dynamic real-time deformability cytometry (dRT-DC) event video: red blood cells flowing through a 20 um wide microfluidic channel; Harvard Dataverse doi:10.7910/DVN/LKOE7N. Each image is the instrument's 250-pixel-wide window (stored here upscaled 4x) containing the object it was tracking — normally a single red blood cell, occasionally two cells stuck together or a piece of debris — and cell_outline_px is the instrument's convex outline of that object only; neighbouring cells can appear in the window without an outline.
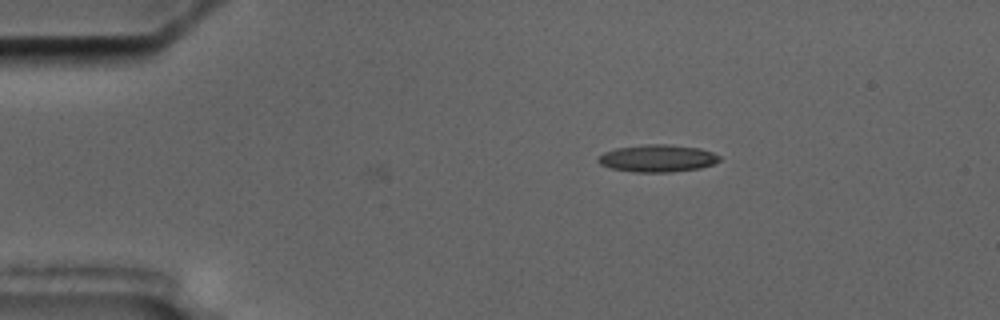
{"species": "common noctule bat (a hibernating species)", "species_latin": "Nyctalus noctula", "temperature_condition": "cold", "stored_images_in_passage": 6, "camera_frame_rate_fps": 3000, "um_per_image_px": 0.085, "animal": {"sex": "male", "body_mass_g": 17.5, "forearm_length_mm": 52.3}, "frame": {"image": 1, "passage_image": 6, "time_ms": 6.667, "image_size_px": [1000, 320], "cell_outline_px": [[720, 160], [712, 164], [700, 168], [668, 172], [632, 172], [612, 168], [600, 164], [596, 160], [604, 152], [616, 148], [644, 144], [664, 144], [700, 148], [712, 152], [720, 156]], "centroid_in_image_um": [55.87, 13.45], "position_along_channel_um": 29.1, "area_um2": 19.19}}